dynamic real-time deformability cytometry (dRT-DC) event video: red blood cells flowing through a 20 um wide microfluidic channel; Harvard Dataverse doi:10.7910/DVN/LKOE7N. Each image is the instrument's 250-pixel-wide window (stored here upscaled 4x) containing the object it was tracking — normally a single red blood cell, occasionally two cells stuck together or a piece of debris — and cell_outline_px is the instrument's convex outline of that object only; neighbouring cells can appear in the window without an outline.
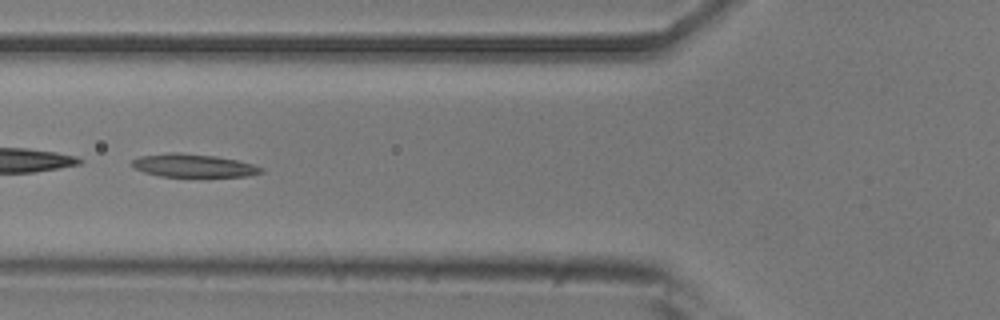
{"species": "common noctule bat (a hibernating species)", "species_latin": "Nyctalus noctula", "temperature_condition": "room temperature", "stored_images_in_passage": 50, "segment_of_instrument_passage": [2, 2], "camera_frame_rate_fps": 3000, "um_per_image_px": 0.085, "animal": {"sex": "male", "body_mass_g": 20.5, "forearm_length_mm": 52.5}, "frame": {"image": 1, "passage_image": 18, "time_ms": 5.667, "image_size_px": [1000, 320], "cell_outline_px": [[264, 172], [248, 176], [160, 176], [144, 172], [128, 164], [132, 160], [140, 156], [168, 152], [180, 152], [216, 156], [236, 160], [252, 164], [264, 168]], "centroid_in_image_um": [16.41, 14.06], "position_along_channel_um": 109.4, "area_um2": 17.4}}
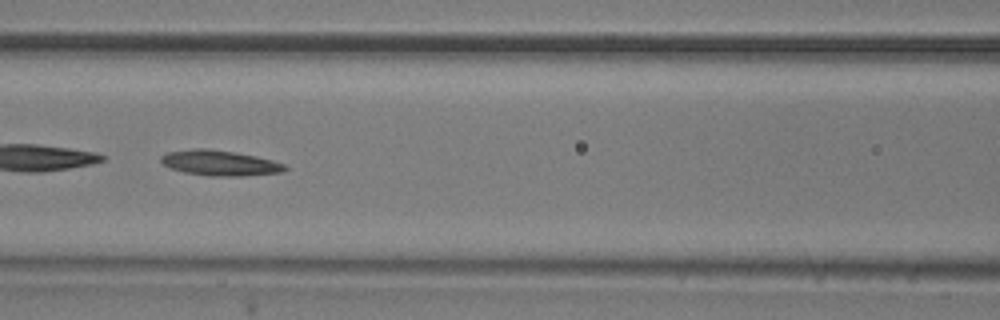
{"frame": {"image": 2, "passage_image": 21, "time_ms": 6.667, "image_size_px": [1000, 320], "cell_outline_px": [[288, 168], [284, 172], [244, 176], [208, 176], [184, 172], [172, 168], [164, 164], [160, 160], [160, 156], [168, 152], [192, 148], [208, 148], [236, 152], [256, 156], [272, 160], [284, 164]], "centroid_in_image_um": [18.7, 13.85], "position_along_channel_um": 147.9, "area_um2": 18.44}}
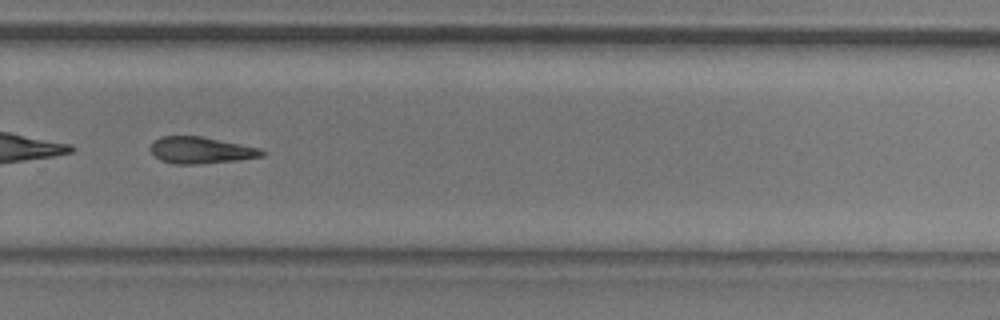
{"frame": {"image": 3, "passage_image": 34, "time_ms": 11.0, "image_size_px": [1000, 320], "cell_outline_px": [[268, 152], [264, 156], [240, 160], [196, 164], [176, 164], [160, 160], [148, 148], [152, 140], [160, 136], [200, 136], [260, 148]], "centroid_in_image_um": [17.06, 12.77], "position_along_channel_um": 312.7, "area_um2": 17.46}}